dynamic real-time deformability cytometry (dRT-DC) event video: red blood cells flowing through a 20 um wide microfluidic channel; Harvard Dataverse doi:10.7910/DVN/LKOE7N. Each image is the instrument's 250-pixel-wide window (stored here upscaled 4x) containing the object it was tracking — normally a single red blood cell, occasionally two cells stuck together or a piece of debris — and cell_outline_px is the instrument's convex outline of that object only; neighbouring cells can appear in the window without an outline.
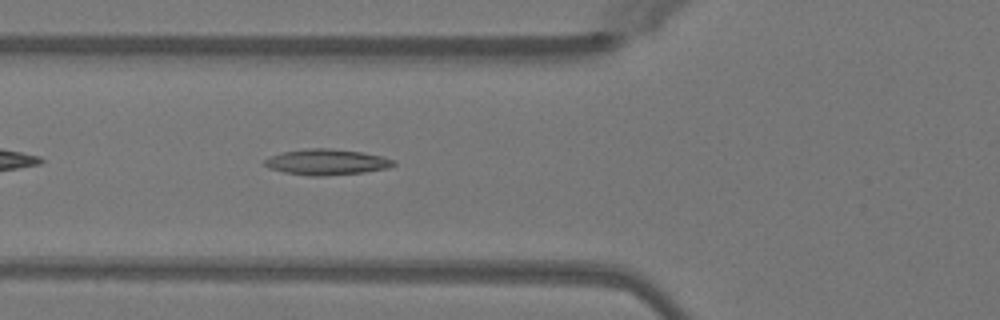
{"species": "Egyptian fruit bat (a non-hibernating species)", "species_latin": "Rousettus aegyptiacus", "temperature_condition": "warm", "stored_images_in_passage": 36, "camera_frame_rate_fps": 3000, "um_per_image_px": 0.085, "animal": {"sex": "female"}, "frame": {"image": 1, "passage_image": 5, "time_ms": 1.333, "image_size_px": [1000, 320], "cell_outline_px": [[396, 164], [388, 168], [364, 172], [324, 176], [308, 176], [284, 172], [268, 168], [264, 164], [264, 160], [272, 156], [284, 152], [308, 148], [328, 148], [364, 152], [396, 160]], "centroid_in_image_um": [27.79, 13.78], "position_along_channel_um": 98.0, "area_um2": 19.36}}
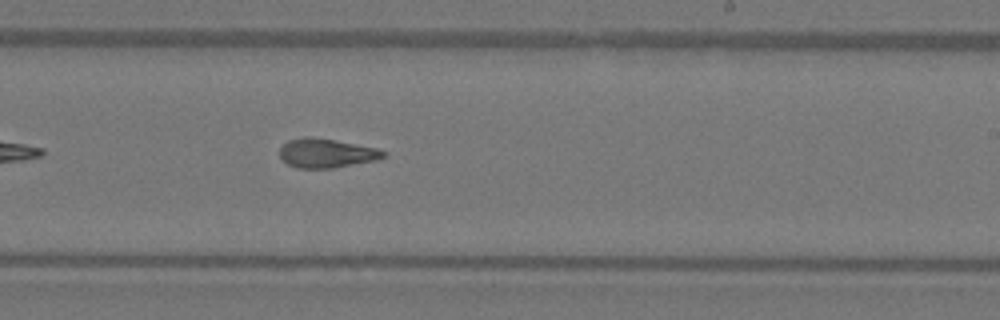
{"frame": {"image": 2, "passage_image": 17, "time_ms": 5.333, "image_size_px": [1000, 320], "cell_outline_px": [[388, 152], [384, 156], [376, 160], [332, 168], [296, 168], [280, 160], [280, 148], [288, 140], [304, 136], [308, 136], [332, 140], [376, 148]], "centroid_in_image_um": [27.7, 13.02], "position_along_channel_um": 261.3, "area_um2": 17.46}}
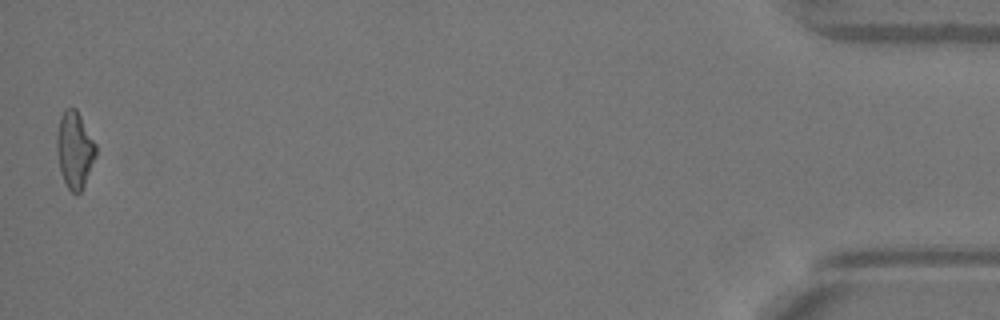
{"frame": {"image": 3, "passage_image": 36, "time_ms": 11.667, "image_size_px": [1000, 320], "cell_outline_px": [[96, 156], [84, 184], [80, 192], [76, 196], [68, 188], [60, 172], [56, 152], [56, 132], [60, 116], [64, 108], [76, 108], [96, 144]], "centroid_in_image_um": [6.32, 12.71], "position_along_channel_um": 428.9, "area_um2": 17.57}, "authors_computed_cell_mechanics": {"area_um2": 17.5712, "velocity_mm_per_s": 4.0774, "shape_relaxation_time_tau1_ms": 8.6698, "shape_relaxation_time_tau2_ms": 2.1415, "deformation_change_tau1": 0.2678, "deformation_change_tau2": 0.0973}}